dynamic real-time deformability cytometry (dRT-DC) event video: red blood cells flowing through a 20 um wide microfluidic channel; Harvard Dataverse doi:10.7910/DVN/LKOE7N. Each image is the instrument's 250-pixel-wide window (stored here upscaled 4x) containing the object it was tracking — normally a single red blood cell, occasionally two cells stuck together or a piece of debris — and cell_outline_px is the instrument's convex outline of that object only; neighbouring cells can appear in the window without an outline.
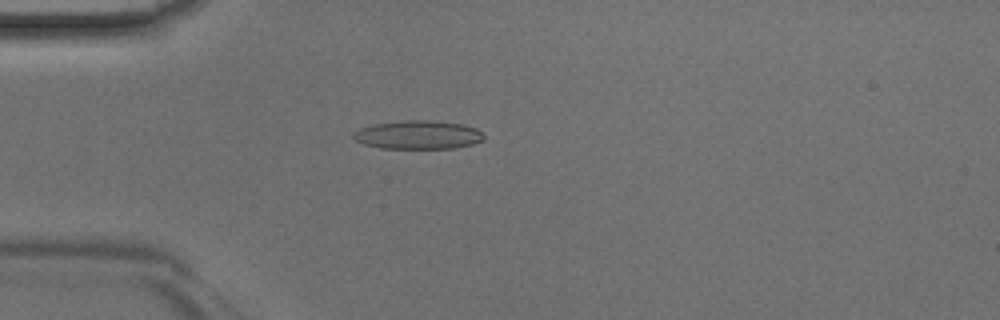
{"species": "Egyptian fruit bat (a non-hibernating species)", "species_latin": "Rousettus aegyptiacus", "temperature_condition": "room temperature", "stored_images_in_passage": 46, "camera_frame_rate_fps": 3000, "um_per_image_px": 0.085, "animal": {"sex": "male"}, "frame": {"image": 1, "passage_image": 13, "time_ms": 4.0, "image_size_px": [1000, 320], "cell_outline_px": [[484, 140], [472, 144], [452, 148], [380, 148], [364, 144], [356, 140], [352, 136], [352, 132], [360, 128], [376, 124], [404, 120], [432, 120], [460, 124], [476, 128], [484, 136]], "centroid_in_image_um": [35.52, 11.46], "position_along_channel_um": 49.5, "area_um2": 21.56}}
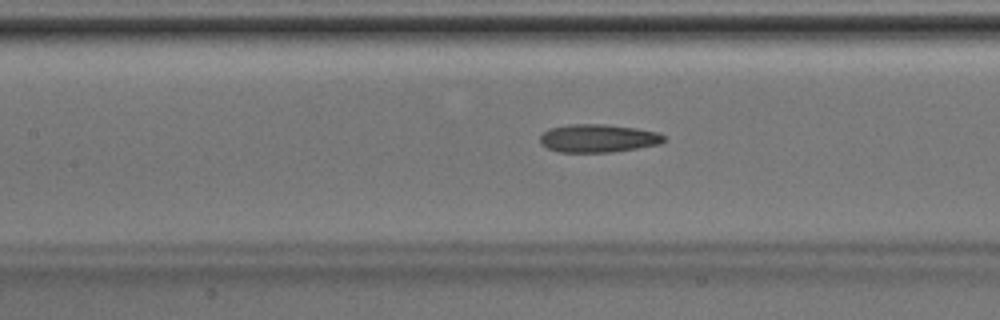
{"frame": {"image": 2, "passage_image": 21, "time_ms": 6.667, "image_size_px": [1000, 320], "cell_outline_px": [[664, 140], [660, 144], [612, 152], [560, 152], [548, 148], [540, 144], [540, 136], [544, 132], [552, 128], [568, 124], [604, 124], [636, 128], [660, 132], [664, 136]], "centroid_in_image_um": [50.84, 11.75], "position_along_channel_um": 156.6, "area_um2": 20.23}}
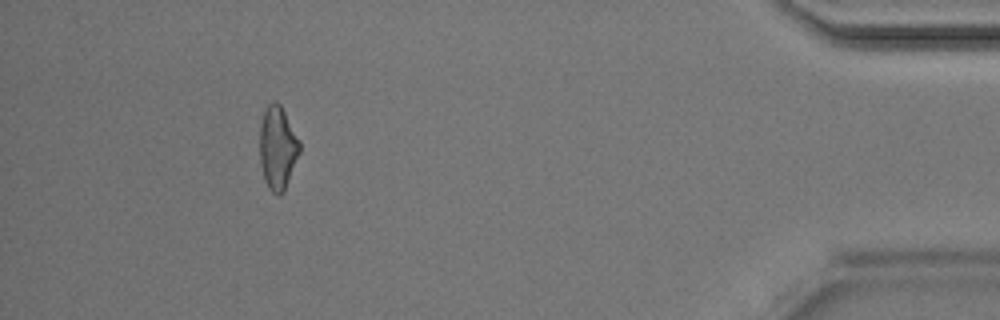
{"frame": {"image": 3, "passage_image": 42, "time_ms": 13.667, "image_size_px": [1000, 320], "cell_outline_px": [[300, 152], [284, 192], [280, 196], [276, 196], [268, 188], [264, 180], [260, 160], [260, 124], [264, 112], [268, 104], [276, 100], [280, 104], [300, 140]], "centroid_in_image_um": [23.6, 12.59], "position_along_channel_um": 411.6, "area_um2": 19.48}}